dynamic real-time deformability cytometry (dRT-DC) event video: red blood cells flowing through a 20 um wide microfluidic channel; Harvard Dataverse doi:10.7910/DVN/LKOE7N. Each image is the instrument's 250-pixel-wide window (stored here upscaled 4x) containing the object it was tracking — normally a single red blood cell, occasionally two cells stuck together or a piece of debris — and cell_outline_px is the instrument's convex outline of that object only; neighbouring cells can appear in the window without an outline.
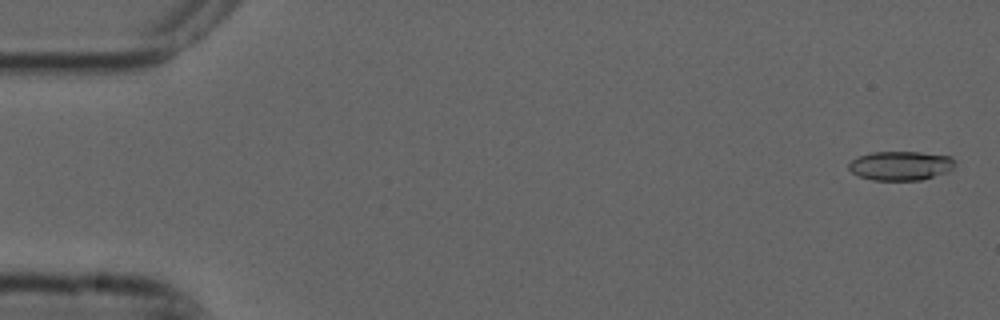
{"species": "common noctule bat (a hibernating species)", "species_latin": "Nyctalus noctula", "temperature_condition": "cold", "stored_images_in_passage": 5, "camera_frame_rate_fps": 3000, "um_per_image_px": 0.085, "animal": {"sex": "male", "forearm_length_mm": 52.5}, "frame": {"image": 1, "passage_image": 1, "time_ms": 0.0, "image_size_px": [1000, 320], "cell_outline_px": [[956, 164], [948, 172], [920, 180], [872, 180], [860, 176], [852, 172], [848, 168], [848, 164], [852, 160], [860, 156], [872, 152], [920, 152], [952, 156]], "centroid_in_image_um": [76.58, 14.08], "position_along_channel_um": 8.4, "area_um2": 18.03}}
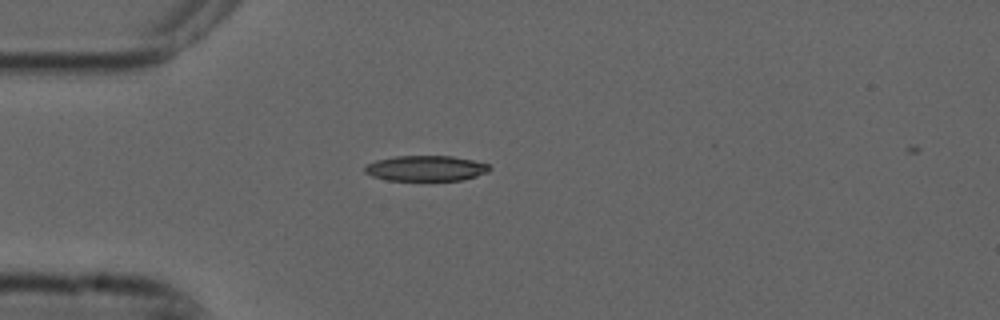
{"frame": {"image": 2, "passage_image": 4, "time_ms": 1.0, "image_size_px": [1000, 320], "cell_outline_px": [[492, 168], [488, 172], [476, 176], [460, 180], [388, 180], [372, 176], [364, 172], [364, 168], [368, 164], [376, 160], [396, 156], [452, 156], [472, 160], [488, 164]], "centroid_in_image_um": [36.2, 14.3], "position_along_channel_um": 48.8, "area_um2": 18.38}}